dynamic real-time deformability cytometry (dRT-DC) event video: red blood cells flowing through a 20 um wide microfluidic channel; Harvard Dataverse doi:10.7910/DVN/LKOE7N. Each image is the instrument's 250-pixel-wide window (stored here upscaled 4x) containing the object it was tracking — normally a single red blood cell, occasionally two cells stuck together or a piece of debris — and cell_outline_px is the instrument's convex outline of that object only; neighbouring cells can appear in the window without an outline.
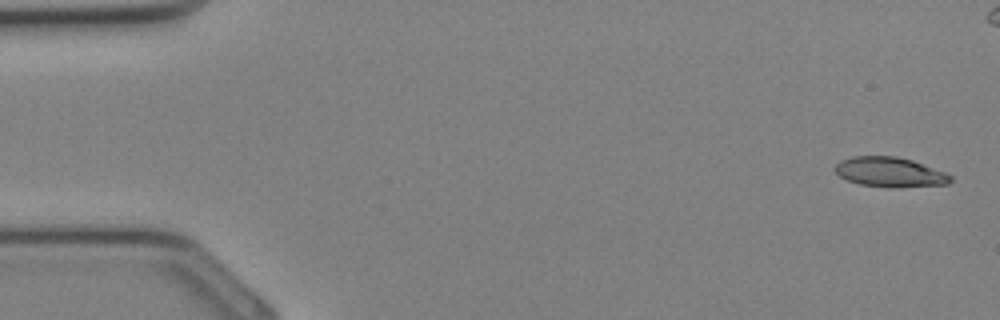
{"species": "Egyptian fruit bat (a non-hibernating species)", "species_latin": "Rousettus aegyptiacus", "temperature_condition": "cold", "stored_images_in_passage": 34, "camera_frame_rate_fps": 3000, "um_per_image_px": 0.085, "animal": {"sex": "female"}, "frame": {"image": 1, "passage_image": 1, "time_ms": 0.0, "image_size_px": [1000, 320], "cell_outline_px": [[952, 180], [948, 184], [892, 188], [888, 188], [860, 184], [848, 180], [840, 176], [832, 168], [840, 160], [852, 156], [896, 156], [912, 160], [948, 172], [952, 176]], "centroid_in_image_um": [75.66, 14.63], "position_along_channel_um": 9.3, "area_um2": 20.35}}
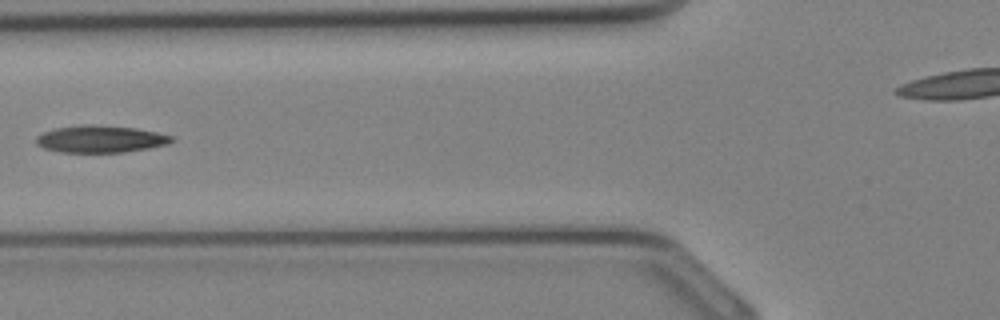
{"frame": {"image": 2, "passage_image": 13, "time_ms": 4.0, "image_size_px": [1000, 320], "cell_outline_px": [[176, 140], [168, 144], [148, 148], [124, 152], [60, 152], [44, 148], [36, 144], [36, 136], [44, 132], [56, 128], [84, 124], [92, 124], [136, 128], [176, 136]], "centroid_in_image_um": [8.58, 11.81], "position_along_channel_um": 117.2, "area_um2": 21.5}}
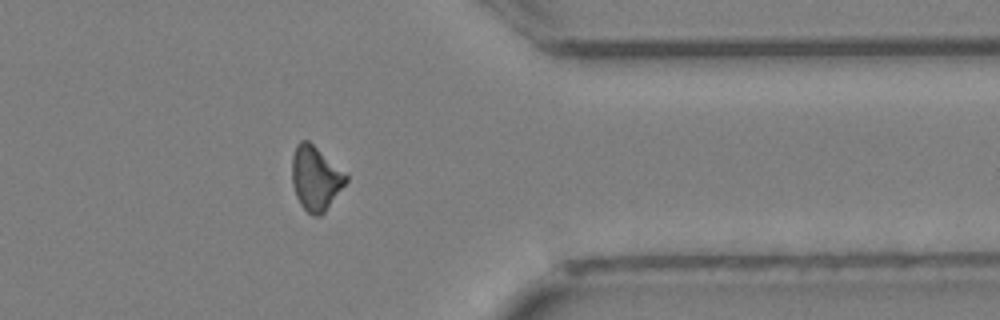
{"frame": {"image": 3, "passage_image": 27, "time_ms": 8.667, "image_size_px": [1000, 320], "cell_outline_px": [[348, 180], [324, 212], [320, 216], [312, 216], [300, 204], [296, 196], [292, 184], [292, 156], [296, 144], [300, 140], [308, 140], [348, 176]], "centroid_in_image_um": [26.79, 15.15], "position_along_channel_um": 384.6, "area_um2": 19.94}}